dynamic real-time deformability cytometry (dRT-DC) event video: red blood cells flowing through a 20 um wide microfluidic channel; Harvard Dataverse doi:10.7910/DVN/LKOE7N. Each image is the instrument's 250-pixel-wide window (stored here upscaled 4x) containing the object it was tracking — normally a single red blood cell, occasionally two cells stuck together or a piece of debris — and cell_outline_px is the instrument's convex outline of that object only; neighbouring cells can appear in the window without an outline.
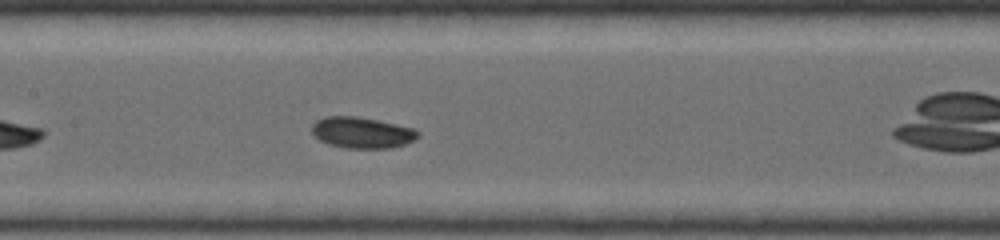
{"species": "common noctule bat (a hibernating species)", "species_latin": "Nyctalus noctula", "temperature_condition": "warm", "stored_images_in_passage": 9, "camera_frame_rate_fps": 5000, "um_per_image_px": 0.085, "animal": {"sex": "female", "body_mass_g": 19.0, "forearm_length_mm": 53.3}, "frame": {"image": 1, "passage_image": 8, "time_ms": 2.4, "image_size_px": [1000, 240], "cell_outline_px": [[420, 136], [404, 144], [388, 148], [348, 148], [328, 144], [320, 140], [312, 132], [312, 124], [316, 120], [324, 116], [360, 116], [412, 128], [420, 132]], "centroid_in_image_um": [30.74, 11.26], "position_along_channel_um": 176.7, "area_um2": 19.13}}